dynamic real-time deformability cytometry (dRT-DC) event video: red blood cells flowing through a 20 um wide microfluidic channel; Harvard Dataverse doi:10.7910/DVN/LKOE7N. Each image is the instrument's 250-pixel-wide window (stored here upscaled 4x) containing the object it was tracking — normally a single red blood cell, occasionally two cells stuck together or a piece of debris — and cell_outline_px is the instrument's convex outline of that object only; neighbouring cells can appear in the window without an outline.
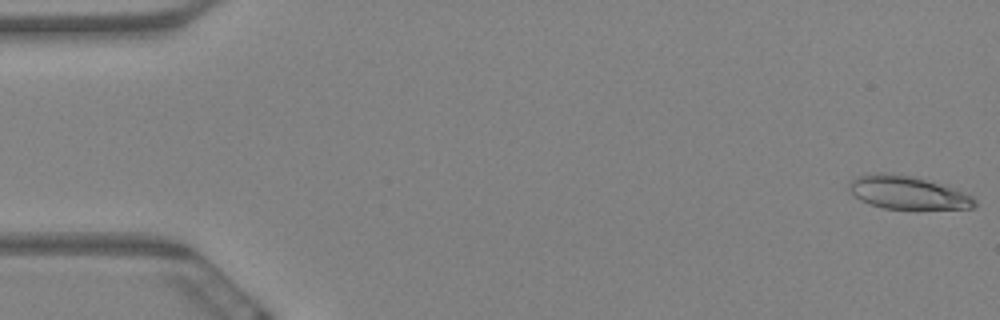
{"species": "Egyptian fruit bat (a non-hibernating species)", "species_latin": "Rousettus aegyptiacus", "temperature_condition": "warm", "stored_images_in_passage": 6, "camera_frame_rate_fps": 3000, "um_per_image_px": 0.085, "animal": {"sex": "female"}, "frame": {"image": 1, "passage_image": 1, "time_ms": 0.0, "image_size_px": [1000, 320], "cell_outline_px": [[976, 208], [916, 212], [884, 208], [860, 200], [848, 188], [848, 184], [852, 180], [860, 176], [872, 172], [892, 172], [912, 176], [972, 196], [976, 200]], "centroid_in_image_um": [77.16, 16.43], "position_along_channel_um": 7.8, "area_um2": 24.8}}
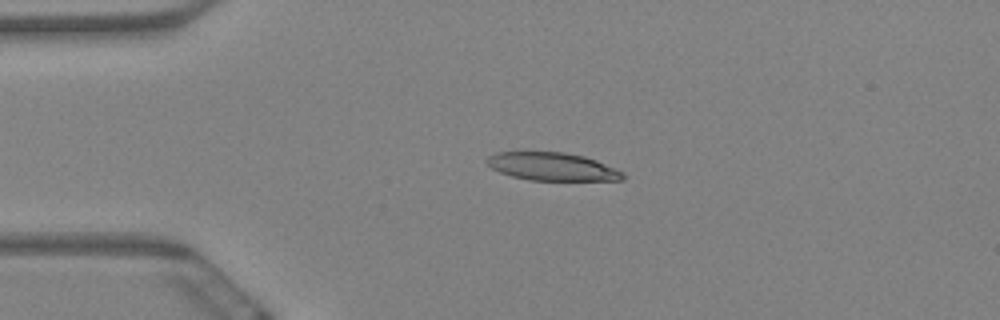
{"frame": {"image": 2, "passage_image": 5, "time_ms": 1.333, "image_size_px": [1000, 320], "cell_outline_px": [[624, 180], [528, 180], [512, 176], [500, 172], [492, 168], [484, 160], [488, 156], [496, 152], [520, 148], [564, 152], [584, 156], [596, 160], [624, 172]], "centroid_in_image_um": [46.84, 14.1], "position_along_channel_um": 38.2, "area_um2": 23.12}}